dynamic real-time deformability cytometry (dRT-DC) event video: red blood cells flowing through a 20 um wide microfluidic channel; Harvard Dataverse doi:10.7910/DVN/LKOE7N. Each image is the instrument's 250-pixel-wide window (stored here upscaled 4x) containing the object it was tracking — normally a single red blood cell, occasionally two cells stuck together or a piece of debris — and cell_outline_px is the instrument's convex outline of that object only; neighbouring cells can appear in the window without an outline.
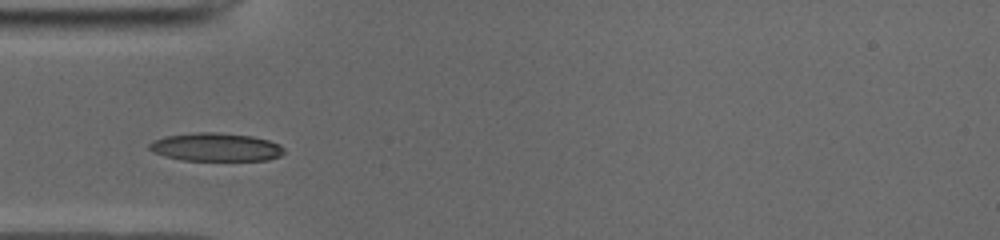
{"species": "common noctule bat (a hibernating species)", "species_latin": "Nyctalus noctula", "temperature_condition": "cold", "stored_images_in_passage": 18, "camera_frame_rate_fps": 3000, "um_per_image_px": 0.085, "animal": {"sex": "male", "body_mass_g": 19.0, "forearm_length_mm": 50.8}, "frame": {"image": 1, "passage_image": 3, "time_ms": 0.667, "image_size_px": [1000, 240], "cell_outline_px": [[284, 152], [280, 156], [268, 160], [184, 160], [164, 156], [152, 152], [148, 148], [148, 144], [152, 140], [164, 136], [196, 132], [216, 132], [252, 136], [268, 140], [280, 144], [284, 148]], "centroid_in_image_um": [18.32, 12.5], "position_along_channel_um": 66.7, "area_um2": 22.31}}
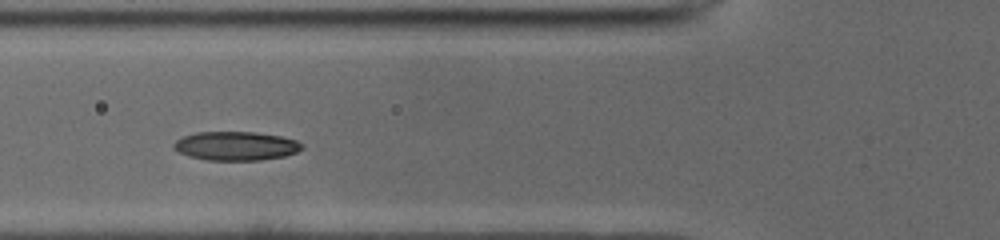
{"frame": {"image": 2, "passage_image": 6, "time_ms": 1.667, "image_size_px": [1000, 240], "cell_outline_px": [[304, 148], [296, 152], [284, 156], [260, 160], [208, 160], [188, 156], [172, 148], [172, 144], [176, 140], [184, 136], [196, 132], [256, 132], [280, 136], [296, 140], [304, 144]], "centroid_in_image_um": [20.05, 12.4], "position_along_channel_um": 105.7, "area_um2": 21.62}}